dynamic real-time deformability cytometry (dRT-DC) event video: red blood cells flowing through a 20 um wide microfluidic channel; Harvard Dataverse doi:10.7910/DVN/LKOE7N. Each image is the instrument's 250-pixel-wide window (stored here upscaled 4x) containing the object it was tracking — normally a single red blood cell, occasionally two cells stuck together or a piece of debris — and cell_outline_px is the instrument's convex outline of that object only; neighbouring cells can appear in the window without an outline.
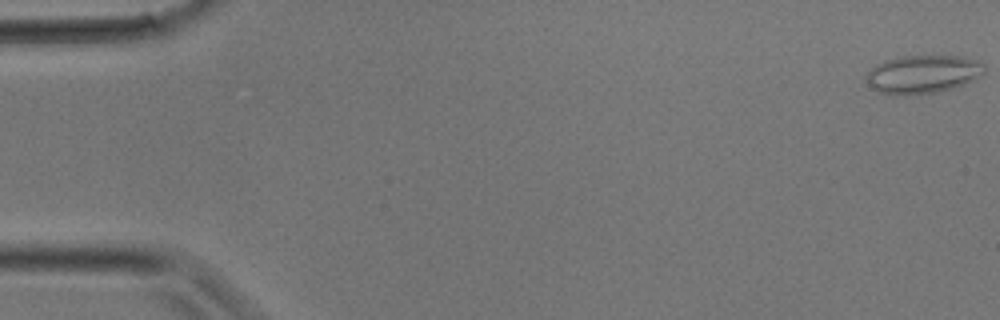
{"species": "common noctule bat (a hibernating species)", "species_latin": "Nyctalus noctula", "temperature_condition": "room temperature", "stored_images_in_passage": 32, "camera_frame_rate_fps": 3000, "um_per_image_px": 0.085, "animal": {"sex": "male", "body_mass_g": 17.9}, "frame": {"image": 1, "passage_image": 1, "time_ms": 0.0, "image_size_px": [1000, 320], "cell_outline_px": [[984, 72], [980, 76], [956, 88], [936, 92], [896, 96], [876, 92], [864, 80], [864, 76], [876, 64], [884, 60], [904, 56], [960, 56], [976, 60], [984, 64]], "centroid_in_image_um": [78.39, 6.32], "position_along_channel_um": 6.6, "area_um2": 26.59}}
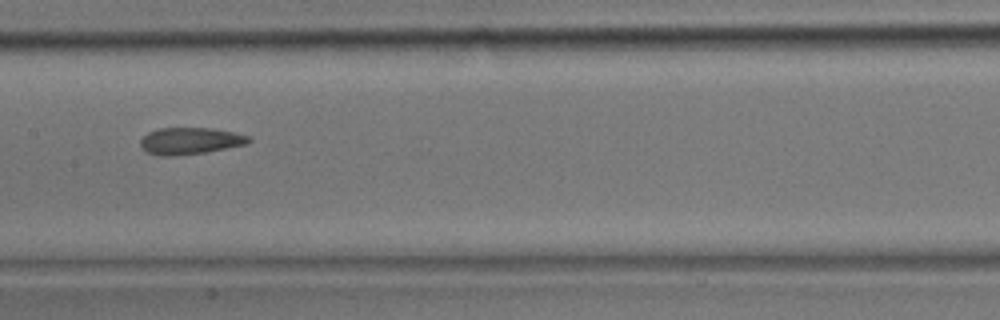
{"frame": {"image": 2, "passage_image": 16, "time_ms": 5.0, "image_size_px": [1000, 320], "cell_outline_px": [[252, 140], [248, 144], [204, 152], [176, 156], [160, 156], [148, 152], [140, 148], [140, 140], [148, 132], [160, 128], [212, 128], [232, 132], [248, 136]], "centroid_in_image_um": [16.13, 11.98], "position_along_channel_um": 191.3, "area_um2": 16.88}}
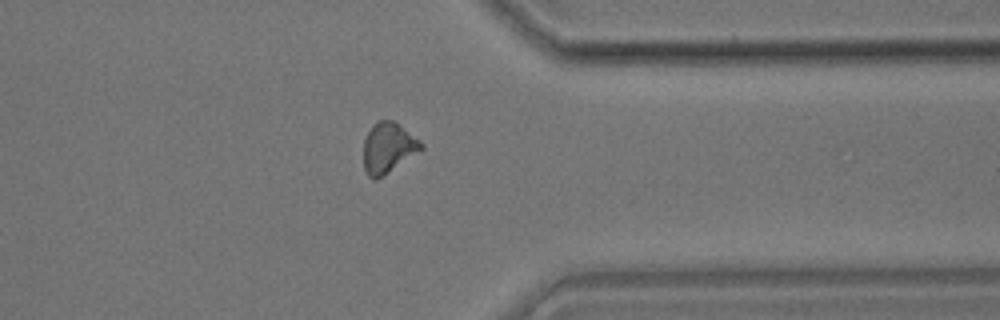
{"frame": {"image": 3, "passage_image": 25, "time_ms": 8.0, "image_size_px": [1000, 320], "cell_outline_px": [[424, 148], [376, 180], [372, 180], [368, 176], [364, 168], [364, 140], [372, 124], [380, 120], [392, 120], [420, 140], [424, 144]], "centroid_in_image_um": [32.98, 12.57], "position_along_channel_um": 378.4, "area_um2": 16.7}}